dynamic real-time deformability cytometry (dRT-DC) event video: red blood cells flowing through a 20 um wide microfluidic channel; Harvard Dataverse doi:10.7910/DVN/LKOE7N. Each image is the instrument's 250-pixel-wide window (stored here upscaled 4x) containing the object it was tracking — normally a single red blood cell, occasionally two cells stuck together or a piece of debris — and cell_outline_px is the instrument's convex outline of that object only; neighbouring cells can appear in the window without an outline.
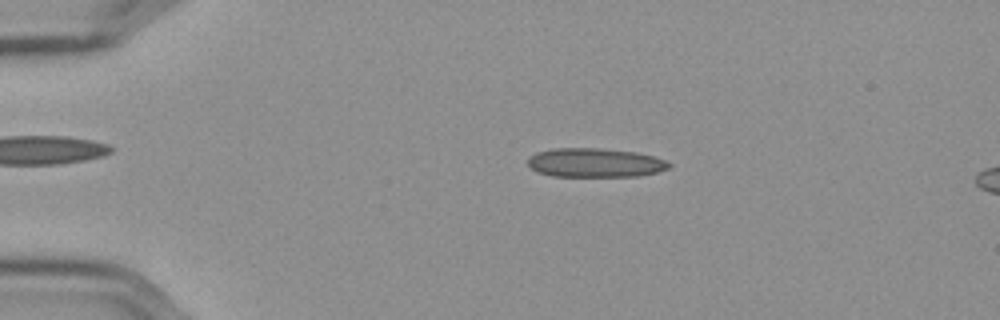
{"species": "Egyptian fruit bat (a non-hibernating species)", "species_latin": "Rousettus aegyptiacus", "temperature_condition": "cold", "stored_images_in_passage": 55, "camera_frame_rate_fps": 3000, "um_per_image_px": 0.085, "frame": {"image": 1, "passage_image": 11, "time_ms": 3.333, "image_size_px": [1000, 320], "cell_outline_px": [[672, 164], [668, 168], [656, 172], [640, 176], [552, 176], [536, 172], [528, 164], [528, 160], [536, 152], [552, 148], [600, 148], [636, 152], [652, 156], [664, 160]], "centroid_in_image_um": [50.56, 13.83], "position_along_channel_um": 34.4, "area_um2": 23.81}}
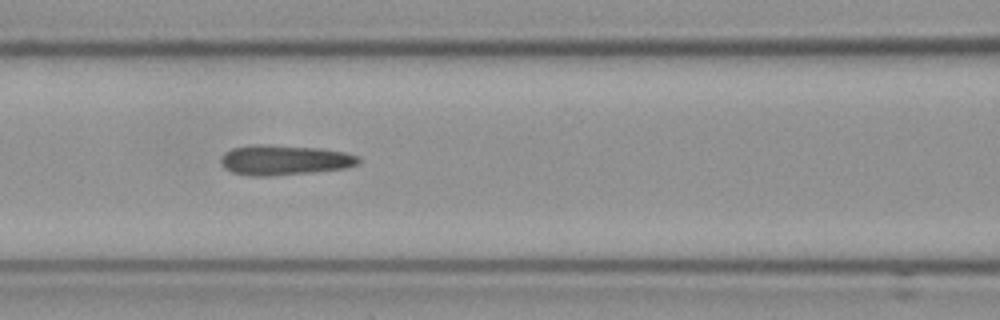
{"frame": {"image": 2, "passage_image": 24, "time_ms": 7.667, "image_size_px": [1000, 320], "cell_outline_px": [[360, 160], [356, 164], [344, 168], [272, 176], [248, 176], [232, 172], [224, 168], [220, 164], [220, 160], [232, 148], [256, 144], [264, 144], [316, 148], [344, 152], [360, 156]], "centroid_in_image_um": [24.14, 13.61], "position_along_channel_um": 142.5, "area_um2": 23.81}}
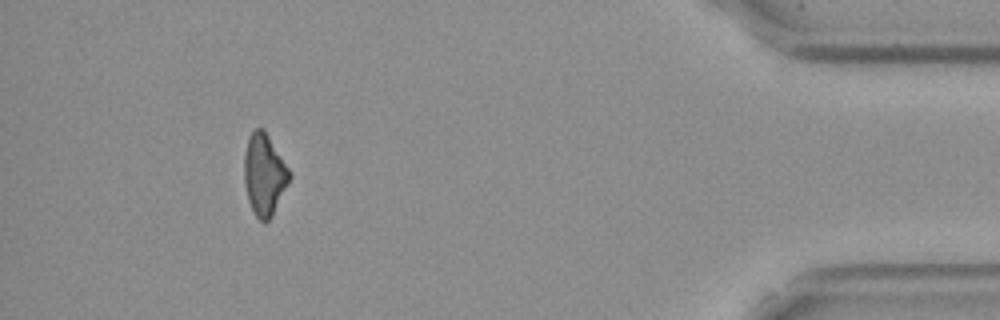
{"frame": {"image": 3, "passage_image": 51, "time_ms": 16.667, "image_size_px": [1000, 320], "cell_outline_px": [[292, 176], [272, 216], [264, 224], [256, 216], [248, 200], [244, 184], [244, 156], [248, 136], [256, 128], [264, 128], [288, 168]], "centroid_in_image_um": [22.45, 14.84], "position_along_channel_um": 412.7, "area_um2": 21.44}, "authors_computed_cell_mechanics": {"area_um2": 23.0044, "velocity_mm_per_s": 3.6097, "shape_relaxation_time_tau1_ms": null, "shape_relaxation_time_tau2_ms": 5.2077, "deformation_change_tau1": null, "deformation_change_tau2": 0.1471}}